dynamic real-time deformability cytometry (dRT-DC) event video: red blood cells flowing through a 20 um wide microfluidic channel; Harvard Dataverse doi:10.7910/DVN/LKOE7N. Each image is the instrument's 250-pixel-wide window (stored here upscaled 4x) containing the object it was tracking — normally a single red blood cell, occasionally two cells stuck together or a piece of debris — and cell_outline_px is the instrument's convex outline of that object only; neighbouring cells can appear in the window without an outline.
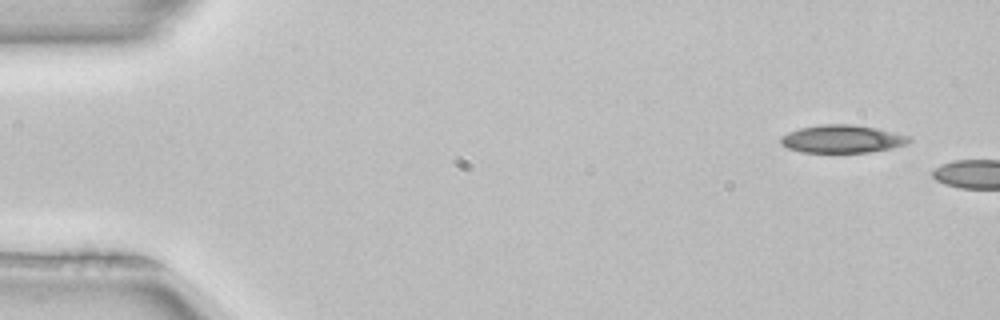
{"species": "common noctule bat (a hibernating species)", "species_latin": "Nyctalus noctula", "temperature_condition": "room temperature", "stored_images_in_passage": 4, "camera_frame_rate_fps": 3000, "um_per_image_px": 0.085, "animal": {"sex": "female", "body_mass_g": 22.7, "forearm_length_mm": 54.2}, "frame": {"image": 1, "passage_image": 1, "time_ms": 0.0, "image_size_px": [1000, 320], "cell_outline_px": [[912, 140], [908, 144], [892, 148], [868, 152], [800, 152], [788, 148], [780, 144], [780, 136], [788, 132], [800, 128], [820, 124], [852, 124], [876, 128], [908, 136]], "centroid_in_image_um": [71.55, 11.81], "position_along_channel_um": 13.4, "area_um2": 20.87}}